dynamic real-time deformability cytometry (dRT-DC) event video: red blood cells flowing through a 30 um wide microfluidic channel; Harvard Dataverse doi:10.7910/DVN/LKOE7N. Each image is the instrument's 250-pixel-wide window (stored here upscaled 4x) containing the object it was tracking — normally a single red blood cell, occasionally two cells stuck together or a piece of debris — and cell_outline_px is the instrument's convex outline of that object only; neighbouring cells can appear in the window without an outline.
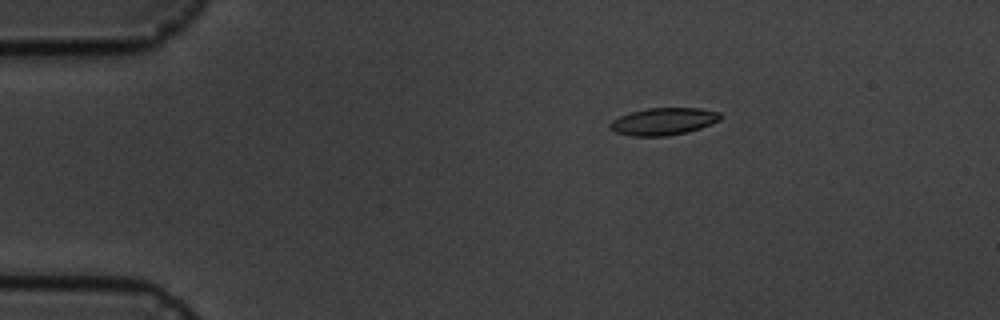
{"species": "common noctule bat (a hibernating species)", "species_latin": "Nyctalus noctula", "temperature_condition": "cold", "stored_images_in_passage": 4, "camera_frame_rate_fps": 3000, "um_per_image_px": 0.085, "animal": {"sex": "male", "body_mass_g": 19.5, "forearm_length_mm": 54.6}, "frame": {"image": 1, "passage_image": 2, "time_ms": 1.333, "image_size_px": [1000, 320], "cell_outline_px": [[720, 120], [700, 128], [668, 136], [632, 136], [616, 132], [608, 128], [608, 124], [612, 120], [620, 116], [632, 112], [648, 108], [700, 108], [720, 112]], "centroid_in_image_um": [56.37, 10.32], "position_along_channel_um": 28.6, "area_um2": 17.4}}